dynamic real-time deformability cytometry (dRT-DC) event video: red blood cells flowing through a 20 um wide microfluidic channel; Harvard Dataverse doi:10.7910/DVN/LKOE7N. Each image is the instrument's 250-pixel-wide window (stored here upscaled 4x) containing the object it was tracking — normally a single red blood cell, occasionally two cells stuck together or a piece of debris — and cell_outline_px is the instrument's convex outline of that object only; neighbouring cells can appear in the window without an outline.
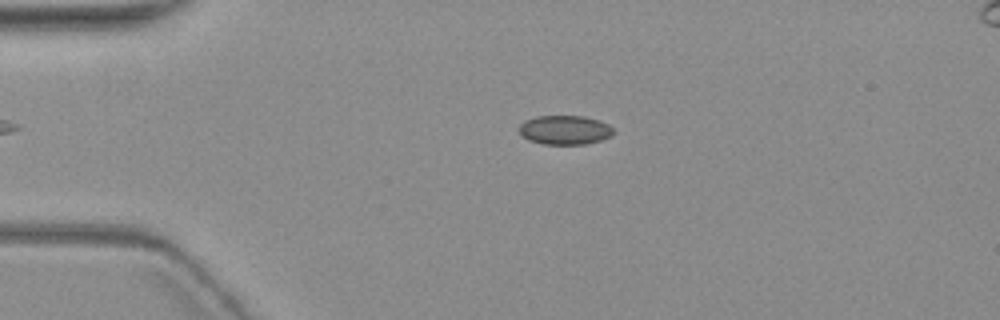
{"species": "common noctule bat (a hibernating species)", "species_latin": "Nyctalus noctula", "temperature_condition": "warm", "stored_images_in_passage": 3, "camera_frame_rate_fps": 3000, "um_per_image_px": 0.085, "animal": {"sex": "female", "body_mass_g": 19.3, "forearm_length_mm": 54.1}, "frame": {"image": 1, "passage_image": 2, "time_ms": 2.333, "image_size_px": [1000, 320], "cell_outline_px": [[616, 132], [612, 136], [600, 140], [584, 144], [544, 144], [528, 140], [520, 132], [520, 124], [524, 120], [536, 116], [584, 116], [600, 120], [608, 124]], "centroid_in_image_um": [48.04, 11.04], "position_along_channel_um": 37.0, "area_um2": 16.07}}